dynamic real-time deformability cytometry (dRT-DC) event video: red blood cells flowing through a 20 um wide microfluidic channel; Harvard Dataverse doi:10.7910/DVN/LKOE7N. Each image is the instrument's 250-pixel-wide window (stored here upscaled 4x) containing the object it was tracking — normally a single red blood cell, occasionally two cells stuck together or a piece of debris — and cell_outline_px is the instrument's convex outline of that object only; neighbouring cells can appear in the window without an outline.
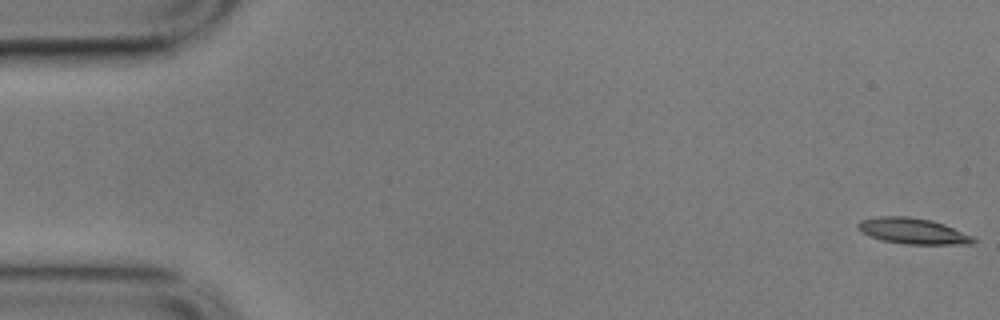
{"species": "common noctule bat (a hibernating species)", "species_latin": "Nyctalus noctula", "temperature_condition": "cold", "stored_images_in_passage": 53, "camera_frame_rate_fps": 3000, "um_per_image_px": 0.085, "animal": {"sex": "male", "body_mass_g": 17.9}, "frame": {"image": 1, "passage_image": 1, "time_ms": 0.0, "image_size_px": [1000, 320], "cell_outline_px": [[976, 240], [972, 244], [904, 244], [884, 240], [860, 232], [856, 224], [860, 220], [876, 216], [908, 216], [932, 220], [944, 224], [972, 236]], "centroid_in_image_um": [77.57, 19.62], "position_along_channel_um": 7.4, "area_um2": 17.34}}
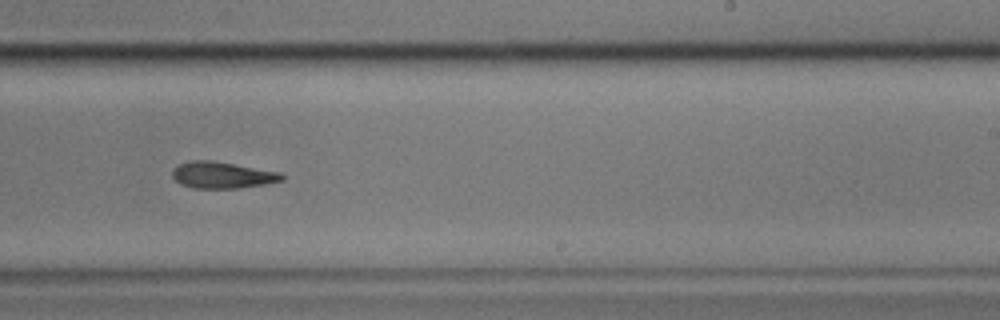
{"frame": {"image": 2, "passage_image": 35, "time_ms": 11.333, "image_size_px": [1000, 320], "cell_outline_px": [[284, 180], [264, 184], [236, 188], [192, 188], [180, 184], [172, 176], [172, 168], [188, 160], [212, 160], [280, 172], [284, 176]], "centroid_in_image_um": [18.86, 14.87], "position_along_channel_um": 270.1, "area_um2": 16.94}}
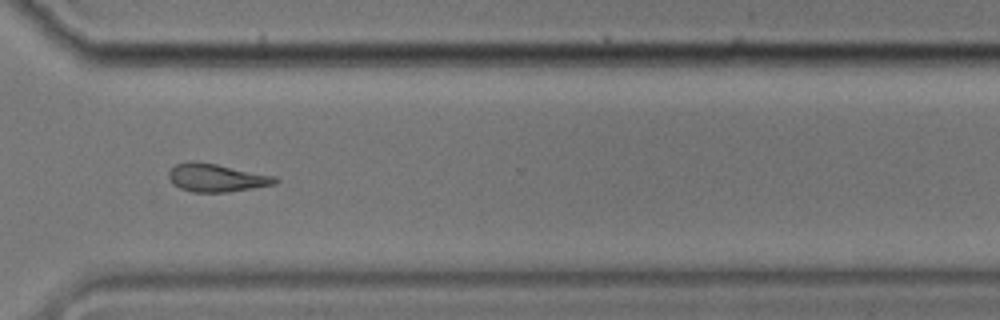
{"frame": {"image": 3, "passage_image": 42, "time_ms": 13.667, "image_size_px": [1000, 320], "cell_outline_px": [[280, 180], [276, 184], [228, 192], [192, 192], [180, 188], [172, 184], [168, 176], [168, 172], [176, 164], [216, 164], [276, 176]], "centroid_in_image_um": [18.46, 15.15], "position_along_channel_um": 352.1, "area_um2": 16.88}, "authors_computed_cell_mechanics": {"area_um2": 17.2244, "velocity_mm_per_s": 3.5134, "shape_relaxation_time_tau1_ms": 6.4106, "shape_relaxation_time_tau2_ms": 7.4342, "deformation_change_tau1": 0.1523, "deformation_change_tau2": 0.1884}}